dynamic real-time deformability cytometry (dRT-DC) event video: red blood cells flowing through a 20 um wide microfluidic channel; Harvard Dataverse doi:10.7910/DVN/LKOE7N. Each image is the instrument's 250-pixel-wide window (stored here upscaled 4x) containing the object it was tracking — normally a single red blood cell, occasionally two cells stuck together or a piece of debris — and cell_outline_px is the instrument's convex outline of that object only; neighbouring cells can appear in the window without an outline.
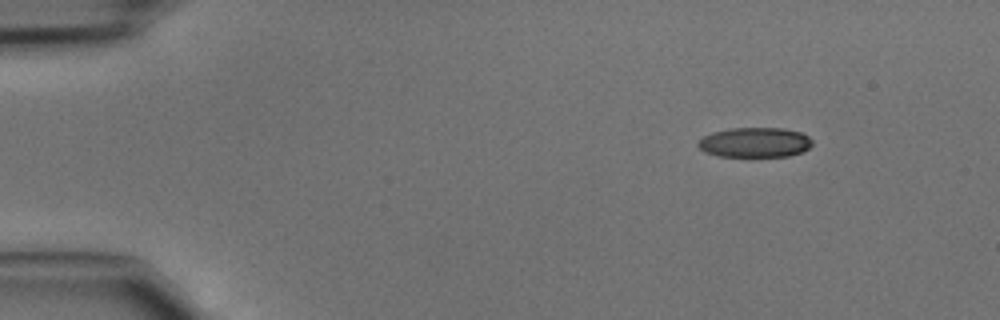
{"species": "common noctule bat (a hibernating species)", "species_latin": "Nyctalus noctula", "temperature_condition": "cold", "stored_images_in_passage": 45, "camera_frame_rate_fps": 3000, "um_per_image_px": 0.085, "animal": {"sex": "male", "body_mass_g": 15.6}, "frame": {"image": 1, "passage_image": 5, "time_ms": 1.333, "image_size_px": [1000, 320], "cell_outline_px": [[812, 144], [804, 152], [788, 156], [720, 156], [704, 152], [696, 144], [704, 136], [712, 132], [732, 128], [784, 128], [800, 132], [808, 136], [812, 140]], "centroid_in_image_um": [64.18, 12.1], "position_along_channel_um": 20.8, "area_um2": 19.88}}
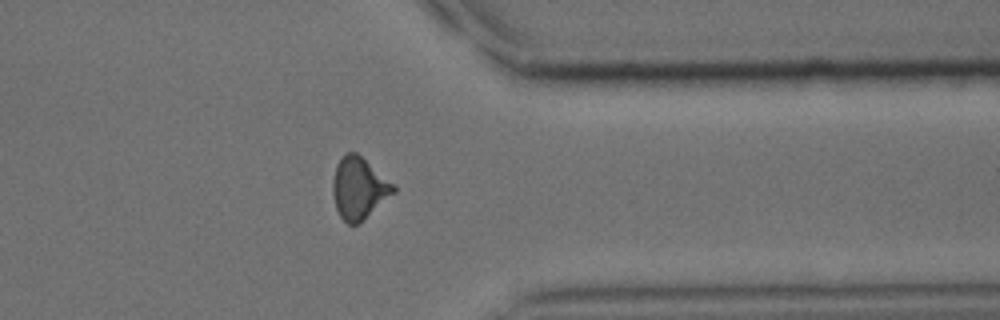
{"frame": {"image": 2, "passage_image": 36, "time_ms": 11.667, "image_size_px": [1000, 320], "cell_outline_px": [[396, 192], [360, 224], [348, 224], [340, 216], [336, 208], [332, 192], [332, 180], [336, 164], [344, 152], [356, 152], [392, 184], [396, 188]], "centroid_in_image_um": [30.48, 16.02], "position_along_channel_um": 380.9, "area_um2": 21.79}}
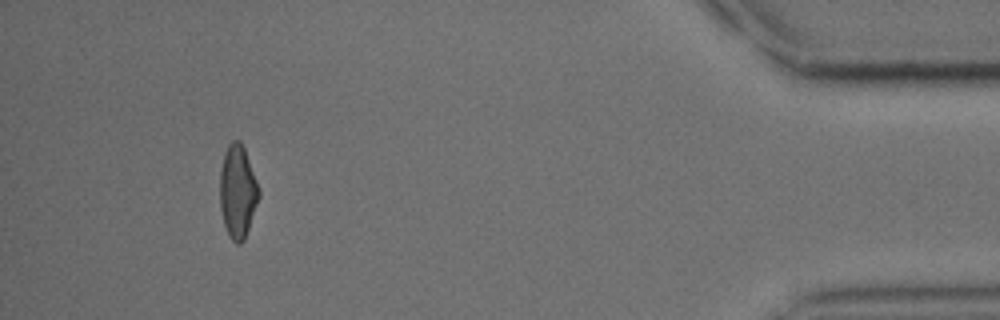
{"frame": {"image": 3, "passage_image": 42, "time_ms": 13.667, "image_size_px": [1000, 320], "cell_outline_px": [[260, 196], [244, 240], [240, 244], [236, 244], [228, 236], [224, 224], [220, 208], [220, 172], [224, 152], [228, 144], [232, 140], [240, 140], [244, 148], [260, 188]], "centroid_in_image_um": [20.2, 16.28], "position_along_channel_um": 415.0, "area_um2": 21.27}}